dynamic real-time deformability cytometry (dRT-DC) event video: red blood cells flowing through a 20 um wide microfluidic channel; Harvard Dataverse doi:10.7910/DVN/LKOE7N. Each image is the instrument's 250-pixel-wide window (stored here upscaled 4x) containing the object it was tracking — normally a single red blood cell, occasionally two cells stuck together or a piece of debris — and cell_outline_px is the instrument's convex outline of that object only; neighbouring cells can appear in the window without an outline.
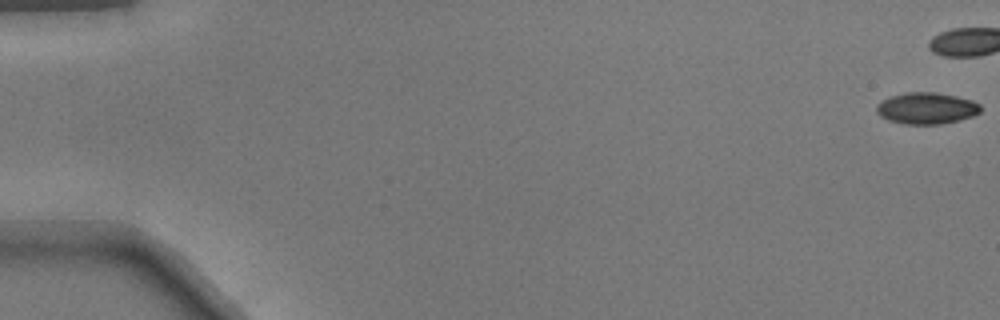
{"species": "common noctule bat (a hibernating species)", "species_latin": "Nyctalus noctula", "temperature_condition": "warm", "stored_images_in_passage": 9, "camera_frame_rate_fps": 3000, "um_per_image_px": 0.085, "animal": {"sex": "male", "body_mass_g": 17.9}, "frame": {"image": 1, "passage_image": 1, "time_ms": 0.0, "image_size_px": [1000, 320], "cell_outline_px": [[980, 112], [972, 116], [960, 120], [940, 124], [904, 124], [888, 120], [880, 116], [876, 112], [876, 104], [880, 100], [904, 92], [936, 92], [956, 96], [972, 100], [980, 104]], "centroid_in_image_um": [78.73, 9.2], "position_along_channel_um": 6.3, "area_um2": 19.25}}